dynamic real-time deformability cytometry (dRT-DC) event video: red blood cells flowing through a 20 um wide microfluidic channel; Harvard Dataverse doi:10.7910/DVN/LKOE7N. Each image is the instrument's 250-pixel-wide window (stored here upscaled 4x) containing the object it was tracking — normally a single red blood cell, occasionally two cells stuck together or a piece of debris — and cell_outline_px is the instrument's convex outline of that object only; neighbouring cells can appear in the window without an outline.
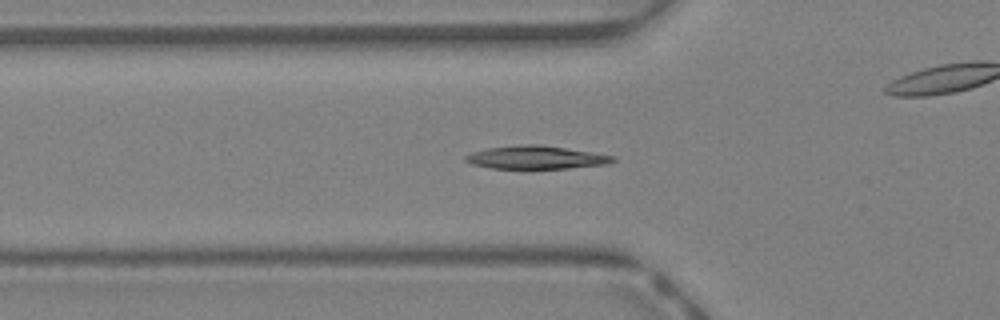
{"species": "Egyptian fruit bat (a non-hibernating species)", "species_latin": "Rousettus aegyptiacus", "temperature_condition": "warm", "stored_images_in_passage": 38, "camera_frame_rate_fps": 3000, "um_per_image_px": 0.085, "animal": {"sex": "female"}, "frame": {"image": 1, "passage_image": 9, "time_ms": 2.667, "image_size_px": [1000, 320], "cell_outline_px": [[616, 160], [608, 164], [568, 168], [492, 168], [472, 164], [464, 160], [464, 156], [472, 152], [488, 148], [524, 144], [540, 144], [592, 152], [616, 156]], "centroid_in_image_um": [45.58, 13.37], "position_along_channel_um": 80.2, "area_um2": 19.77}}
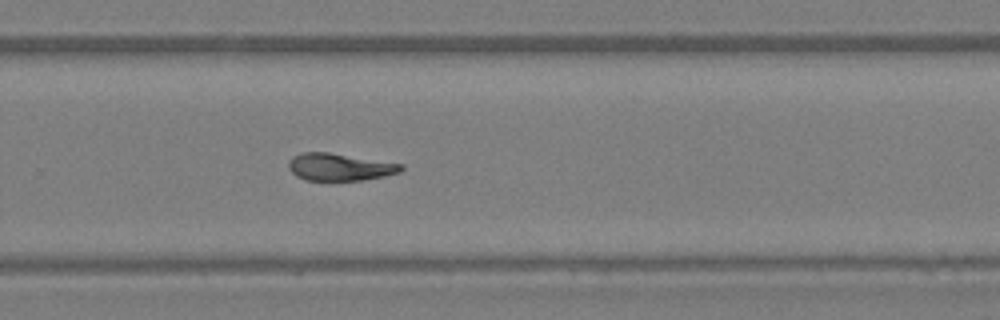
{"frame": {"image": 2, "passage_image": 23, "time_ms": 7.333, "image_size_px": [1000, 320], "cell_outline_px": [[404, 168], [400, 172], [384, 176], [364, 180], [308, 180], [296, 176], [288, 168], [288, 160], [292, 156], [300, 152], [328, 152], [404, 164]], "centroid_in_image_um": [28.86, 14.18], "position_along_channel_um": 300.9, "area_um2": 17.98}}
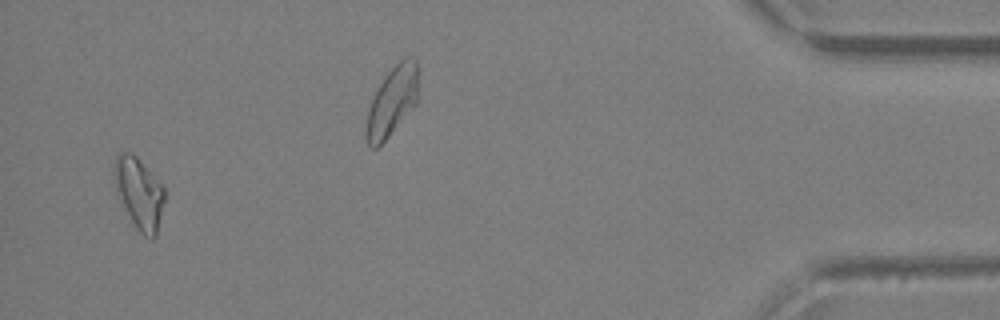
{"frame": {"image": 3, "passage_image": 36, "time_ms": 11.667, "image_size_px": [1000, 320], "cell_outline_px": [[164, 200], [156, 236], [152, 240], [144, 236], [132, 224], [116, 188], [112, 172], [116, 156], [120, 152], [132, 152], [136, 156], [164, 188]], "centroid_in_image_um": [11.81, 16.43], "position_along_channel_um": 423.4, "area_um2": 20.58}, "authors_computed_cell_mechanics": {"area_um2": 18.8428, "velocity_mm_per_s": 4.7161, "shape_relaxation_time_tau1_ms": 8.4733, "shape_relaxation_time_tau2_ms": null, "deformation_change_tau1": 0.2852, "deformation_change_tau2": null}}